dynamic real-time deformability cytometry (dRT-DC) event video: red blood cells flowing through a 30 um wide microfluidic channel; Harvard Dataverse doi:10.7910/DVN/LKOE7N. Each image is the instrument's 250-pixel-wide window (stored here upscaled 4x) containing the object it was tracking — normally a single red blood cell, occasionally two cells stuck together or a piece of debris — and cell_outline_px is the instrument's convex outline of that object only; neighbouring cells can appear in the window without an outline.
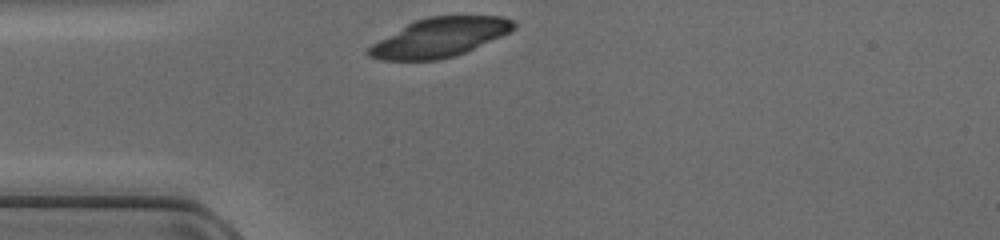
{"species": "common noctule bat (a hibernating species)", "species_latin": "Nyctalus noctula", "temperature_condition": "cold", "stored_images_in_passage": 27, "camera_frame_rate_fps": 3000, "um_per_image_px": 0.085, "animal": {"sex": "female", "body_mass_g": 17.0, "forearm_length_mm": 48.0}, "frame": {"image": 1, "passage_image": 1, "time_ms": 0.0, "image_size_px": [1000, 240], "cell_outline_px": [[516, 28], [500, 36], [464, 52], [452, 56], [436, 60], [380, 60], [368, 56], [364, 52], [372, 44], [408, 24], [416, 20], [428, 16], [504, 16], [512, 20], [516, 24]], "centroid_in_image_um": [37.35, 3.18], "position_along_channel_um": 47.7, "area_um2": 32.48}}